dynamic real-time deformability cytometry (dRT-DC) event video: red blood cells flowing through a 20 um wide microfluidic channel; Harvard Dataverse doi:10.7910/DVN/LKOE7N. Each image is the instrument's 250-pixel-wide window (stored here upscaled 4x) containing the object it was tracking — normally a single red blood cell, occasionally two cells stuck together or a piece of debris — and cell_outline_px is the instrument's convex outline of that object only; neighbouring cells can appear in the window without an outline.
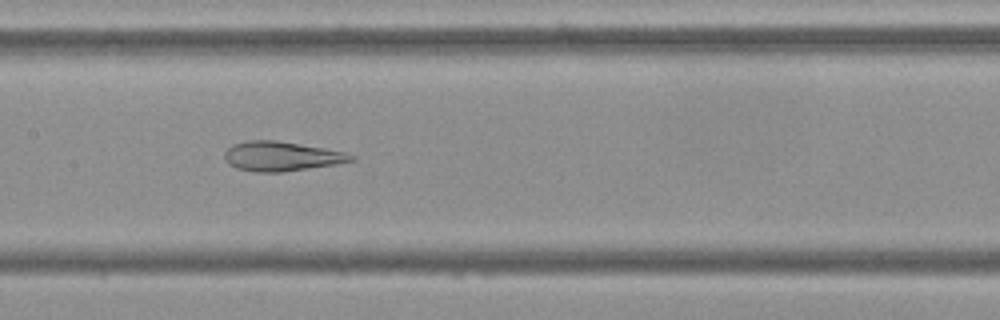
{"species": "Egyptian fruit bat (a non-hibernating species)", "species_latin": "Rousettus aegyptiacus", "temperature_condition": "cold", "stored_images_in_passage": 53, "camera_frame_rate_fps": 3000, "um_per_image_px": 0.085, "frame": {"image": 1, "passage_image": 25, "time_ms": 8.0, "image_size_px": [1000, 320], "cell_outline_px": [[356, 160], [336, 164], [280, 172], [256, 172], [236, 168], [228, 164], [224, 160], [224, 152], [232, 144], [248, 140], [276, 140], [324, 148], [344, 152], [356, 156]], "centroid_in_image_um": [23.89, 13.28], "position_along_channel_um": 183.5, "area_um2": 21.79}}
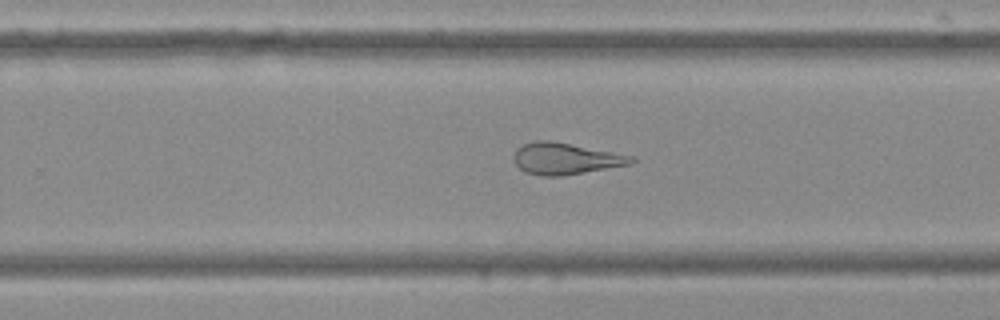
{"frame": {"image": 2, "passage_image": 33, "time_ms": 10.667, "image_size_px": [1000, 320], "cell_outline_px": [[636, 160], [632, 164], [560, 176], [544, 176], [524, 172], [512, 160], [512, 156], [516, 148], [520, 144], [536, 140], [552, 140], [636, 156]], "centroid_in_image_um": [48.05, 13.46], "position_along_channel_um": 281.8, "area_um2": 21.96}}
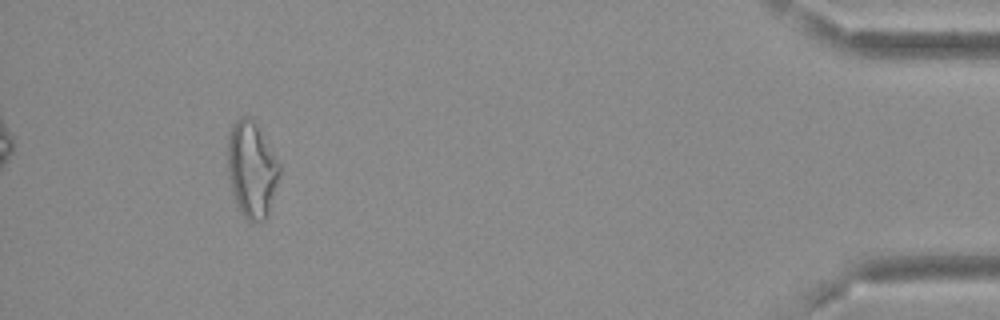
{"frame": {"image": 3, "passage_image": 49, "time_ms": 16.0, "image_size_px": [1000, 320], "cell_outline_px": [[280, 176], [268, 216], [260, 224], [252, 224], [240, 212], [232, 192], [228, 176], [228, 136], [232, 124], [240, 116], [248, 116], [256, 124], [280, 164]], "centroid_in_image_um": [21.4, 14.46], "position_along_channel_um": 413.8, "area_um2": 29.25}, "authors_computed_cell_mechanics": {"area_um2": 25.8366, "velocity_mm_per_s": 3.6979, "shape_relaxation_time_tau1_ms": null, "shape_relaxation_time_tau2_ms": 2.7263, "deformation_change_tau1": null, "deformation_change_tau2": 0.1185}}